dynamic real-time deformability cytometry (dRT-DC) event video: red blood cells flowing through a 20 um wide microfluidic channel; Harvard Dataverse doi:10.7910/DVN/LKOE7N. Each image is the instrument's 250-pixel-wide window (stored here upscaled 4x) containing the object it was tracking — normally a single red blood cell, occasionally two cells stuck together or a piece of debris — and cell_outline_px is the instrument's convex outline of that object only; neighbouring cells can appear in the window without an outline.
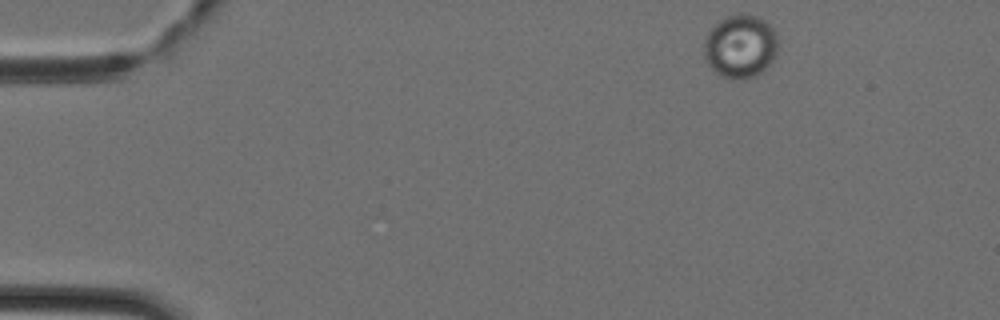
{"species": "Egyptian fruit bat (a non-hibernating species)", "species_latin": "Rousettus aegyptiacus", "temperature_condition": "cold", "stored_images_in_passage": 36, "camera_frame_rate_fps": 3000, "um_per_image_px": 0.085, "animal": {"sex": "female"}, "frame": {"image": 1, "passage_image": 1, "time_ms": 0.0, "image_size_px": [1000, 320], "cell_outline_px": [[776, 52], [772, 60], [756, 76], [744, 80], [728, 80], [720, 76], [708, 64], [704, 56], [704, 40], [708, 32], [724, 16], [740, 12], [748, 12], [760, 16], [776, 32]], "centroid_in_image_um": [62.9, 3.92], "position_along_channel_um": 22.1, "area_um2": 27.69}}
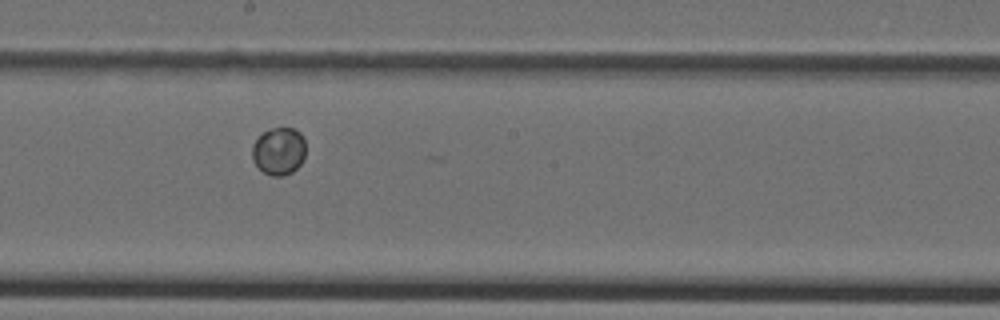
{"frame": {"image": 2, "passage_image": 21, "time_ms": 6.667, "image_size_px": [1000, 320], "cell_outline_px": [[304, 160], [292, 172], [284, 176], [272, 176], [264, 172], [252, 160], [252, 144], [264, 132], [272, 128], [292, 128], [300, 132], [304, 136]], "centroid_in_image_um": [23.71, 12.85], "position_along_channel_um": 224.5, "area_um2": 14.8}}
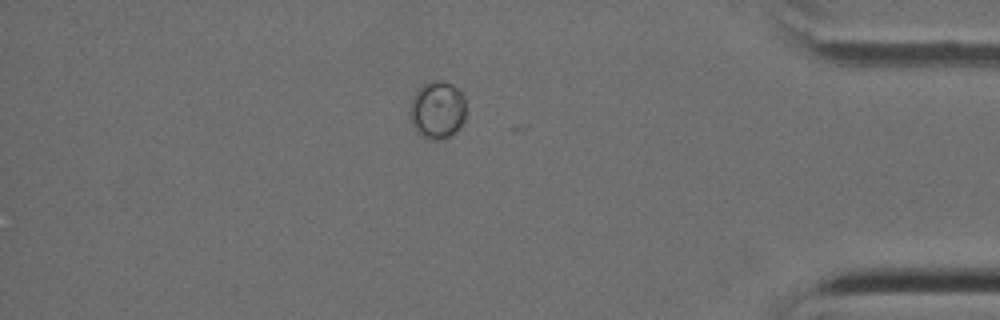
{"frame": {"image": 3, "passage_image": 35, "time_ms": 11.333, "image_size_px": [1000, 320], "cell_outline_px": [[464, 120], [460, 128], [456, 132], [444, 140], [428, 140], [420, 136], [416, 132], [408, 116], [408, 108], [412, 96], [416, 88], [432, 80], [444, 80], [452, 84], [464, 96]], "centroid_in_image_um": [37.12, 9.36], "position_along_channel_um": 398.1, "area_um2": 19.54}}